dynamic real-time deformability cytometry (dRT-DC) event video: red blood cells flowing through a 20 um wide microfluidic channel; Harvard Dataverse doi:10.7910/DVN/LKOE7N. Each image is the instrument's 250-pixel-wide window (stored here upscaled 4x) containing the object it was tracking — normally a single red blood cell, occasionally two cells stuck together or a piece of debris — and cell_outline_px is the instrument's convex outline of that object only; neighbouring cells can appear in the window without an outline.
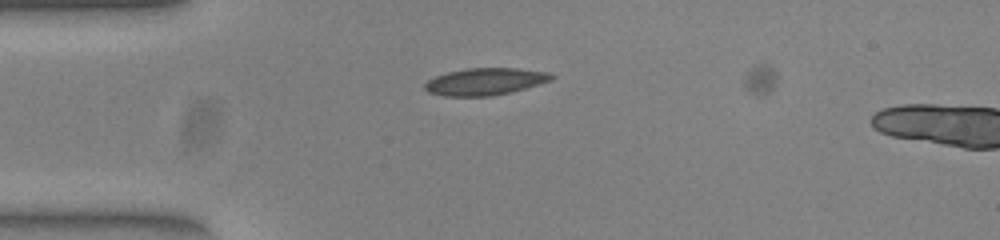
{"species": "common noctule bat (a hibernating species)", "species_latin": "Nyctalus noctula", "temperature_condition": "warm", "stored_images_in_passage": 4, "camera_frame_rate_fps": 3000, "um_per_image_px": 0.085, "animal": {"sex": "female", "body_mass_g": 23.0, "forearm_length_mm": 53.4}, "frame": {"image": 1, "passage_image": 1, "time_ms": 0.0, "image_size_px": [1000, 240], "cell_outline_px": [[556, 76], [552, 80], [524, 88], [492, 96], [444, 96], [428, 92], [424, 88], [424, 84], [428, 80], [436, 76], [448, 72], [468, 68], [516, 68], [548, 72]], "centroid_in_image_um": [41.22, 6.93], "position_along_channel_um": 43.8, "area_um2": 19.83}}